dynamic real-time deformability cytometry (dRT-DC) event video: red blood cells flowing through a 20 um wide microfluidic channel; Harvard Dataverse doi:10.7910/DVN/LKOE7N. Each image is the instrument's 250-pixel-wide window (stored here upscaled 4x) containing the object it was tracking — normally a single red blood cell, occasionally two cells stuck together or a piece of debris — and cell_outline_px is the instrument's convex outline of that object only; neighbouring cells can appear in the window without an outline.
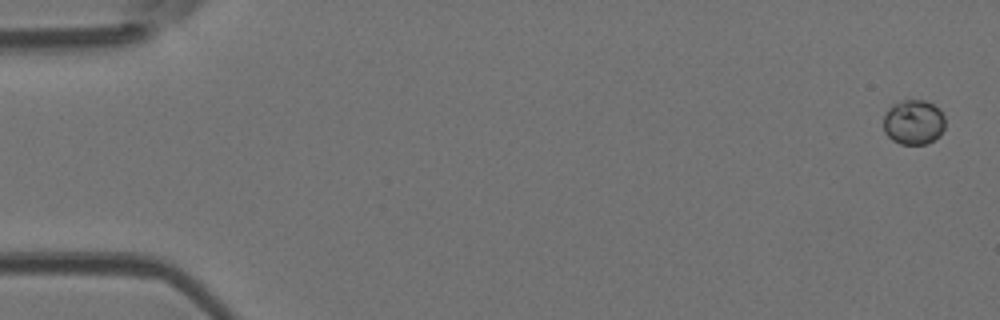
{"species": "Egyptian fruit bat (a non-hibernating species)", "species_latin": "Rousettus aegyptiacus", "temperature_condition": "room temperature", "stored_images_in_passage": 4, "camera_frame_rate_fps": 3000, "um_per_image_px": 0.085, "animal": {"sex": "female"}, "frame": {"image": 1, "passage_image": 1, "time_ms": 0.0, "image_size_px": [1000, 320], "cell_outline_px": [[944, 128], [940, 136], [928, 144], [900, 144], [892, 140], [884, 132], [884, 112], [892, 104], [904, 100], [924, 100], [940, 108], [944, 116]], "centroid_in_image_um": [77.65, 10.39], "position_along_channel_um": 7.3, "area_um2": 16.36}}
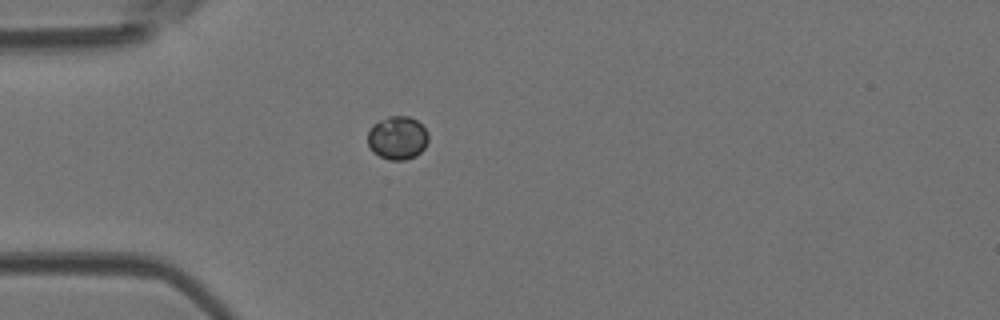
{"frame": {"image": 2, "passage_image": 4, "time_ms": 1.0, "image_size_px": [1000, 320], "cell_outline_px": [[428, 140], [424, 148], [416, 156], [404, 160], [388, 160], [372, 152], [368, 144], [368, 132], [372, 124], [388, 116], [408, 116], [416, 120], [428, 132]], "centroid_in_image_um": [33.77, 11.72], "position_along_channel_um": 51.2, "area_um2": 15.37}}